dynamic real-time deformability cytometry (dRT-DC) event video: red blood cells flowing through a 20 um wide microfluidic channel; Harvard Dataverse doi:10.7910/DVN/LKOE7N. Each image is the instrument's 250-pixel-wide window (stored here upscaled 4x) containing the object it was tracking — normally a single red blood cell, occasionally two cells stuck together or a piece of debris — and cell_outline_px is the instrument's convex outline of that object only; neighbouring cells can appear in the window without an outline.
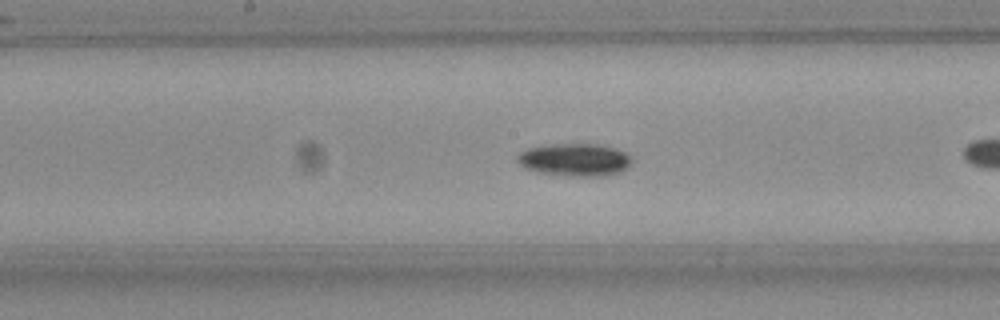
{"species": "Egyptian fruit bat (a non-hibernating species)", "species_latin": "Rousettus aegyptiacus", "temperature_condition": "room temperature", "stored_images_in_passage": 40, "camera_frame_rate_fps": 3000, "um_per_image_px": 0.085, "frame": {"image": 1, "passage_image": 12, "time_ms": 3.667, "image_size_px": [1000, 320], "cell_outline_px": [[632, 160], [628, 168], [620, 172], [608, 176], [568, 176], [536, 172], [524, 168], [516, 160], [516, 156], [520, 152], [528, 148], [564, 144], [596, 144], [616, 148], [624, 152]], "centroid_in_image_um": [48.86, 13.6], "position_along_channel_um": 199.3, "area_um2": 21.79}}
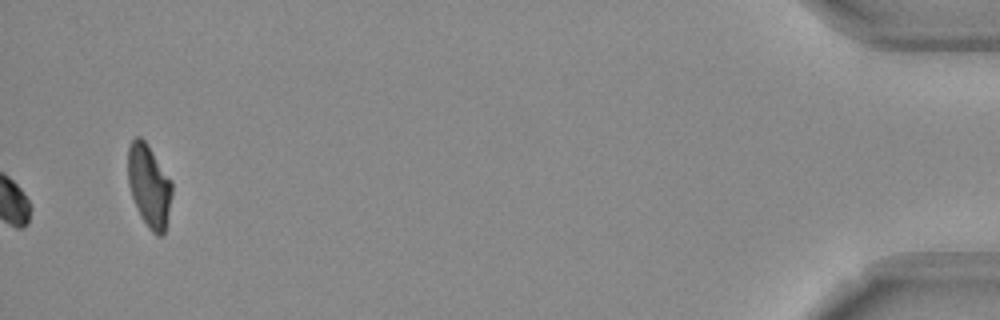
{"frame": {"image": 2, "passage_image": 40, "time_ms": 13.0, "image_size_px": [1000, 320], "cell_outline_px": [[172, 192], [164, 236], [156, 236], [148, 228], [140, 216], [136, 208], [128, 184], [128, 144], [136, 136], [140, 136], [148, 144], [172, 180]], "centroid_in_image_um": [12.67, 15.79], "position_along_channel_um": 422.5, "area_um2": 21.5}, "authors_computed_cell_mechanics": {"area_um2": 19.7387, "velocity_mm_per_s": 3.7226, "shape_relaxation_time_tau1_ms": 0.8993, "shape_relaxation_time_tau2_ms": null, "deformation_change_tau1": 0.0507, "deformation_change_tau2": null}}